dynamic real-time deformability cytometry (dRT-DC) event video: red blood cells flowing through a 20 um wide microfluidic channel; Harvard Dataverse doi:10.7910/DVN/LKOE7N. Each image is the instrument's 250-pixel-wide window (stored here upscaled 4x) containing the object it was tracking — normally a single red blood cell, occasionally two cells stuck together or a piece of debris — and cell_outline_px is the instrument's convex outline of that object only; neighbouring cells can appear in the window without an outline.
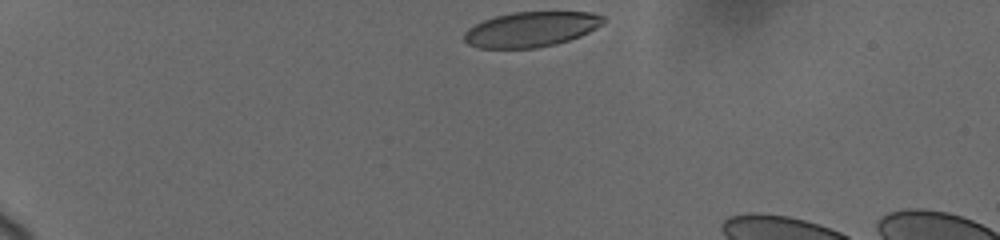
{"species": "human", "species_latin": "Homo sapiens", "temperature_condition": "cold", "stored_images_in_passage": 35, "camera_frame_rate_fps": 3000, "um_per_image_px": 0.085, "donor": {"sex": "female"}, "frame": {"image": 1, "passage_image": 1, "time_ms": 0.0, "image_size_px": [1000, 240], "cell_outline_px": [[604, 24], [580, 36], [556, 44], [536, 48], [480, 48], [468, 44], [464, 40], [464, 32], [468, 28], [484, 20], [496, 16], [512, 12], [592, 12], [604, 16]], "centroid_in_image_um": [45.15, 2.49], "position_along_channel_um": 39.9, "area_um2": 28.44}}
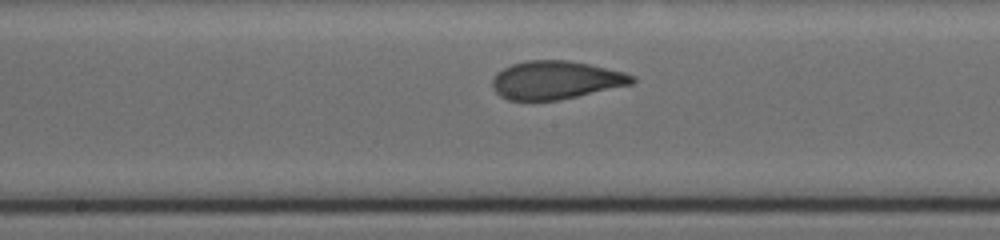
{"frame": {"image": 2, "passage_image": 19, "time_ms": 6.333, "image_size_px": [1000, 240], "cell_outline_px": [[636, 80], [632, 84], [576, 96], [556, 100], [508, 100], [500, 96], [492, 88], [492, 80], [496, 72], [512, 64], [528, 60], [568, 60], [588, 64], [624, 72], [636, 76]], "centroid_in_image_um": [47.22, 6.8], "position_along_channel_um": 201.0, "area_um2": 30.98}}
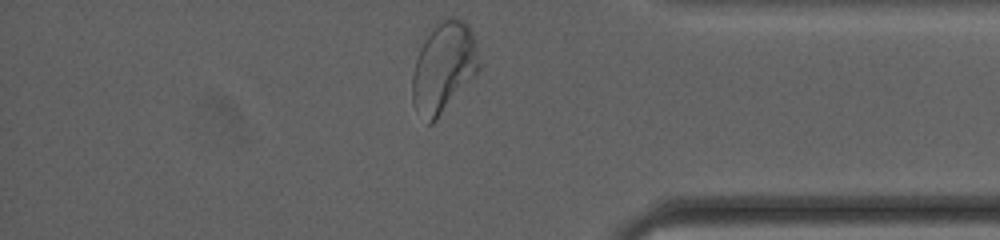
{"frame": {"image": 3, "passage_image": 35, "time_ms": 12.0, "image_size_px": [1000, 240], "cell_outline_px": [[480, 68], [436, 120], [432, 124], [428, 124], [412, 104], [412, 76], [416, 60], [420, 48], [424, 40], [436, 24], [440, 20], [452, 16], [468, 24], [476, 40], [480, 64]], "centroid_in_image_um": [37.71, 5.71], "position_along_channel_um": 397.5, "area_um2": 34.74}, "authors_computed_cell_mechanics": {"area_um2": 31.1542, "velocity_mm_per_s": 3.6762, "shape_relaxation_time_tau1_ms": 4.0138, "shape_relaxation_time_tau2_ms": 0.9391, "deformation_change_tau1": 0.1859, "deformation_change_tau2": 0.0707}}